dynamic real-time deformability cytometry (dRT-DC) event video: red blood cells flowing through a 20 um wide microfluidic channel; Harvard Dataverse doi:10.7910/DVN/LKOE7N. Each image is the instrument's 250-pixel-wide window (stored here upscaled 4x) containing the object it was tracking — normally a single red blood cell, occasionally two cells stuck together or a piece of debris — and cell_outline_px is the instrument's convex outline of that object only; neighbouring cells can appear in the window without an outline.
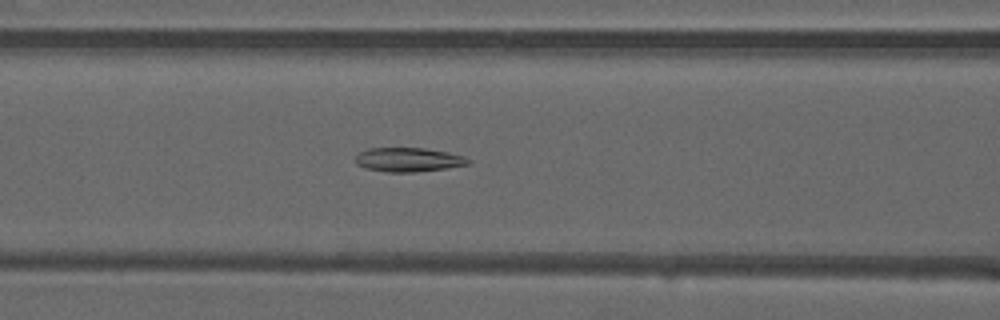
{"species": "common noctule bat (a hibernating species)", "species_latin": "Nyctalus noctula", "temperature_condition": "warm", "stored_images_in_passage": 50, "camera_frame_rate_fps": 3000, "um_per_image_px": 0.085, "animal": {"sex": "male", "forearm_length_mm": 52.5}, "frame": {"image": 1, "passage_image": 21, "time_ms": 6.667, "image_size_px": [1000, 320], "cell_outline_px": [[472, 160], [468, 164], [444, 168], [416, 172], [388, 172], [368, 168], [356, 164], [356, 156], [360, 152], [368, 148], [424, 148], [448, 152], [464, 156]], "centroid_in_image_um": [34.73, 13.56], "position_along_channel_um": 131.9, "area_um2": 15.66}}
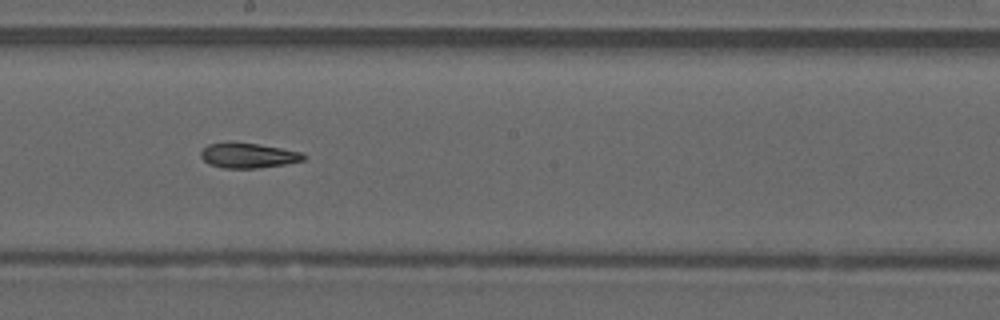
{"frame": {"image": 2, "passage_image": 28, "time_ms": 9.0, "image_size_px": [1000, 320], "cell_outline_px": [[308, 156], [304, 160], [284, 164], [260, 168], [224, 168], [208, 164], [200, 156], [200, 152], [208, 144], [228, 140], [260, 144], [304, 152]], "centroid_in_image_um": [21.1, 13.19], "position_along_channel_um": 227.1, "area_um2": 15.49}}
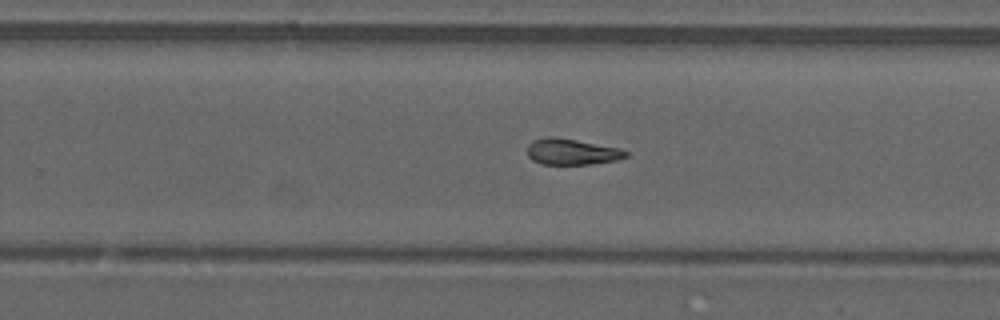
{"frame": {"image": 3, "passage_image": 32, "time_ms": 10.333, "image_size_px": [1000, 320], "cell_outline_px": [[628, 156], [616, 160], [592, 164], [540, 164], [532, 160], [528, 156], [528, 144], [532, 140], [548, 136], [552, 136], [576, 140], [620, 148], [628, 152]], "centroid_in_image_um": [48.58, 12.9], "position_along_channel_um": 281.2, "area_um2": 14.97}, "authors_computed_cell_mechanics": {"area_um2": 15.7216, "velocity_mm_per_s": 4.0917, "shape_relaxation_time_tau1_ms": null, "shape_relaxation_time_tau2_ms": 3.5362, "deformation_change_tau1": null, "deformation_change_tau2": 0.1132}}